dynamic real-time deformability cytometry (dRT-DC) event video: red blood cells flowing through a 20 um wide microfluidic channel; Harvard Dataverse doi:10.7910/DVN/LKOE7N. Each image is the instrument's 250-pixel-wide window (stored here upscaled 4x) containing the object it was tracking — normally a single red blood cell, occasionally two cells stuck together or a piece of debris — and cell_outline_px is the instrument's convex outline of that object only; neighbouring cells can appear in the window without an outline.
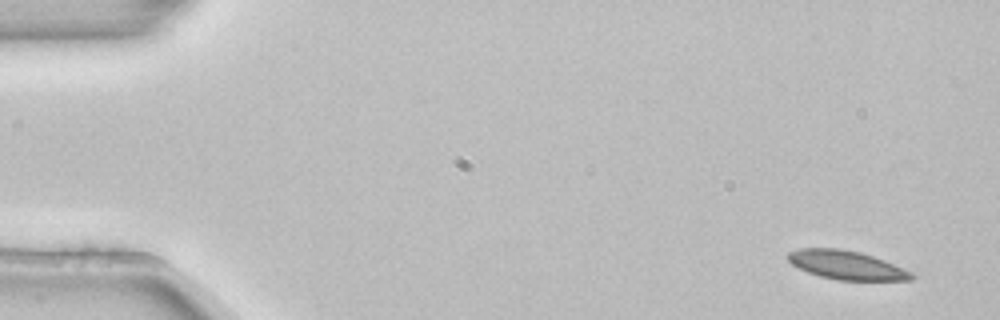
{"species": "common noctule bat (a hibernating species)", "species_latin": "Nyctalus noctula", "temperature_condition": "room temperature", "stored_images_in_passage": 5, "camera_frame_rate_fps": 3000, "um_per_image_px": 0.085, "animal": {"sex": "female", "body_mass_g": 22.7, "forearm_length_mm": 54.2}, "frame": {"image": 1, "passage_image": 1, "time_ms": 0.0, "image_size_px": [1000, 320], "cell_outline_px": [[916, 276], [912, 280], [836, 280], [820, 276], [808, 272], [792, 264], [788, 260], [788, 252], [800, 248], [840, 248], [860, 252], [884, 260], [912, 272]], "centroid_in_image_um": [71.96, 22.53], "position_along_channel_um": 13.0, "area_um2": 20.63}}
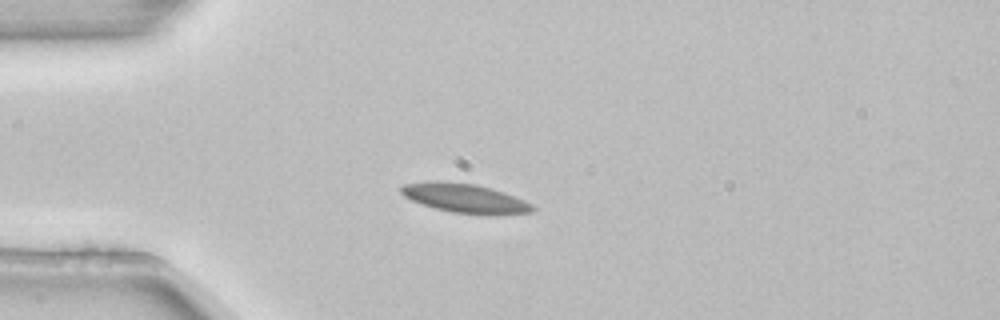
{"frame": {"image": 2, "passage_image": 4, "time_ms": 1.0, "image_size_px": [1000, 320], "cell_outline_px": [[536, 208], [532, 212], [496, 216], [452, 212], [436, 208], [412, 200], [404, 196], [400, 192], [400, 188], [404, 184], [432, 180], [440, 180], [476, 184], [492, 188], [504, 192], [524, 200], [532, 204]], "centroid_in_image_um": [39.56, 16.85], "position_along_channel_um": 45.4, "area_um2": 22.6}}
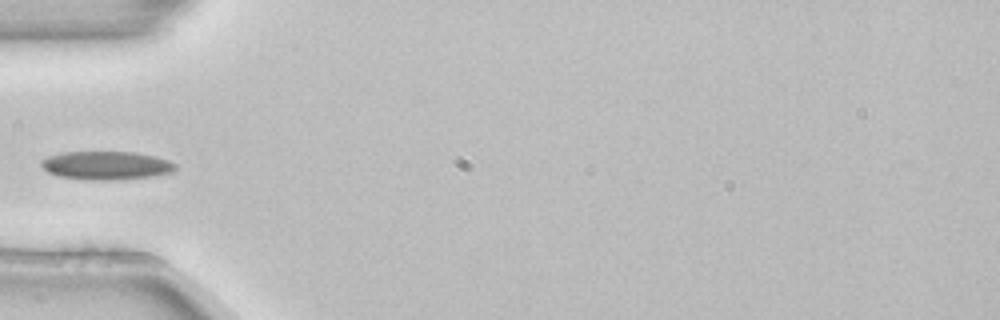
{"frame": {"image": 3, "passage_image": 5, "time_ms": 1.333, "image_size_px": [1000, 320], "cell_outline_px": [[176, 168], [172, 172], [152, 176], [116, 180], [88, 180], [60, 176], [48, 172], [40, 164], [40, 160], [48, 156], [60, 152], [136, 152], [156, 156], [168, 160], [176, 164]], "centroid_in_image_um": [9.03, 14.06], "position_along_channel_um": 76.0, "area_um2": 22.31}}